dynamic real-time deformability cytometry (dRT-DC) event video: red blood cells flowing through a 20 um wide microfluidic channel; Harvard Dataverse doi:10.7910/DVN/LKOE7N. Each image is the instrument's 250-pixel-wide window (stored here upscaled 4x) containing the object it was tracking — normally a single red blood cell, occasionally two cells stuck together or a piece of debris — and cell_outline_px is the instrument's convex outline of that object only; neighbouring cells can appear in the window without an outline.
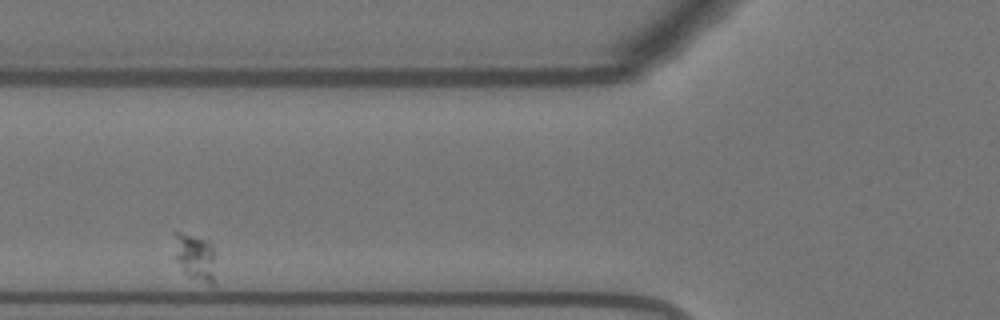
{"species": "Egyptian fruit bat (a non-hibernating species)", "species_latin": "Rousettus aegyptiacus", "temperature_condition": "warm", "stored_images_in_passage": 49, "camera_frame_rate_fps": 3000, "um_per_image_px": 0.085, "animal": {"sex": "female"}, "frame": {"image": 1, "passage_image": 23, "time_ms": 7.333, "image_size_px": [1000, 320], "cell_outline_px": [[212, 284], [208, 284], [188, 276], [184, 272], [176, 260], [172, 232], [180, 232], [208, 240], [212, 244]], "centroid_in_image_um": [16.5, 21.78], "position_along_channel_um": 109.3, "area_um2": 10.92}}
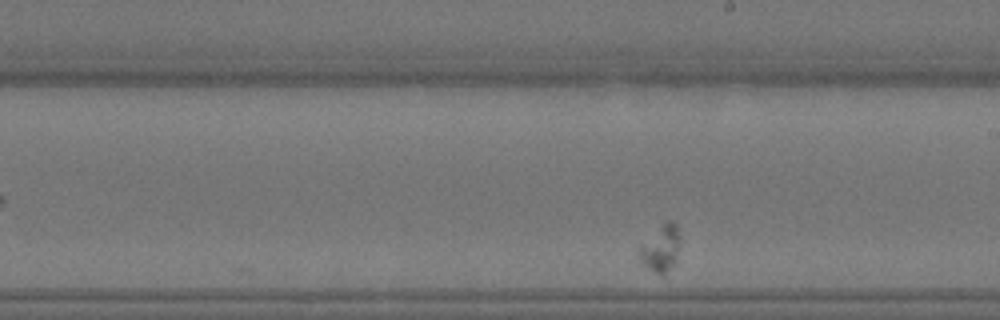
{"frame": {"image": 2, "passage_image": 36, "time_ms": 11.667, "image_size_px": [1000, 320], "cell_outline_px": [[680, 244], [676, 264], [664, 276], [648, 268], [640, 260], [636, 252], [664, 220], [672, 220], [676, 224], [680, 236]], "centroid_in_image_um": [56.21, 21.11], "position_along_channel_um": 232.8, "area_um2": 11.33}}
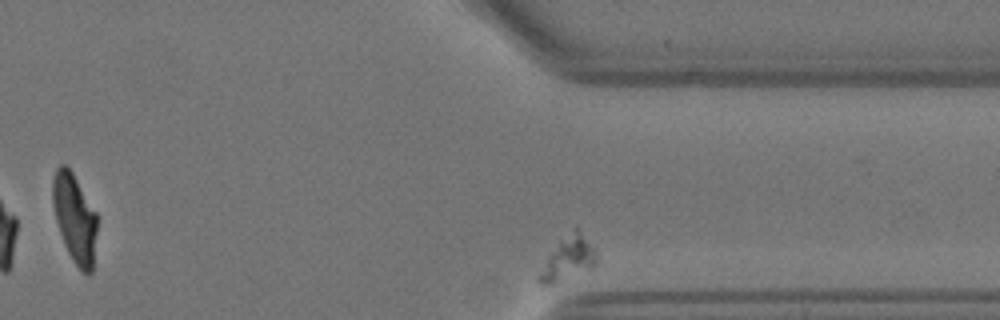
{"frame": {"image": 3, "passage_image": 49, "time_ms": 16.0, "image_size_px": [1000, 320], "cell_outline_px": [[596, 260], [592, 268], [552, 284], [544, 284], [536, 280], [536, 276], [560, 240], [576, 228], [596, 248]], "centroid_in_image_um": [48.3, 22.0], "position_along_channel_um": 363.1, "area_um2": 13.93}}